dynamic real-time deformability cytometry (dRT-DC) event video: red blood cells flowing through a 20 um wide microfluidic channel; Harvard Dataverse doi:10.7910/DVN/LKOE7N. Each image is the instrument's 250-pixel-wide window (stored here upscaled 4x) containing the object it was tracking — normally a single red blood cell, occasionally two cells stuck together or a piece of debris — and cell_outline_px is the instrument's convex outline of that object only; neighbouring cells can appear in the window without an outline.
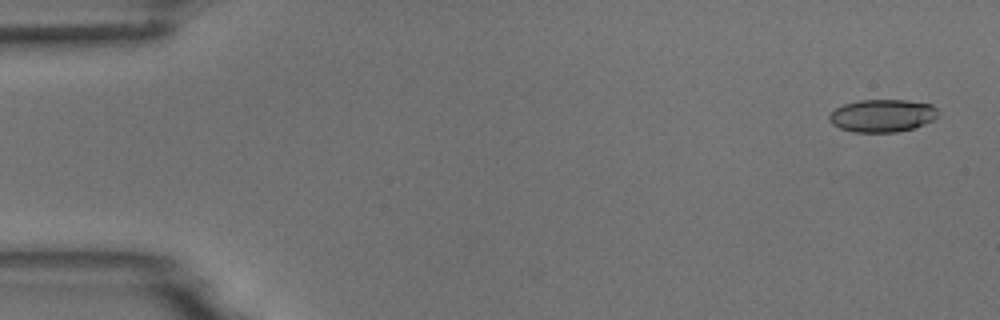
{"species": "common noctule bat (a hibernating species)", "species_latin": "Nyctalus noctula", "temperature_condition": "room temperature", "stored_images_in_passage": 5, "camera_frame_rate_fps": 3000, "um_per_image_px": 0.085, "animal": {"sex": "male", "body_mass_g": 18.8}, "frame": {"image": 1, "passage_image": 1, "time_ms": 0.0, "image_size_px": [1000, 320], "cell_outline_px": [[940, 112], [932, 120], [924, 124], [912, 128], [896, 132], [852, 132], [840, 128], [832, 124], [828, 120], [828, 116], [836, 108], [844, 104], [860, 100], [904, 100], [932, 104]], "centroid_in_image_um": [74.98, 9.83], "position_along_channel_um": 10.0, "area_um2": 20.69}}
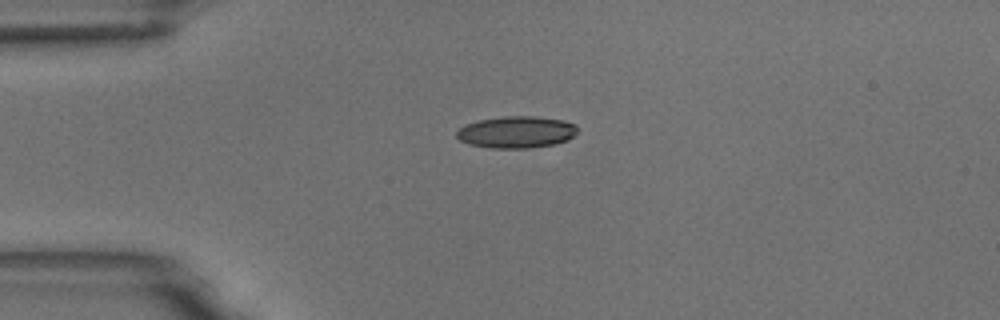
{"frame": {"image": 2, "passage_image": 4, "time_ms": 3.667, "image_size_px": [1000, 320], "cell_outline_px": [[576, 132], [568, 140], [552, 144], [528, 148], [488, 148], [468, 144], [460, 140], [456, 136], [456, 132], [460, 128], [468, 124], [480, 120], [504, 116], [536, 116], [564, 120], [576, 124]], "centroid_in_image_um": [43.89, 11.23], "position_along_channel_um": 41.1, "area_um2": 22.31}}